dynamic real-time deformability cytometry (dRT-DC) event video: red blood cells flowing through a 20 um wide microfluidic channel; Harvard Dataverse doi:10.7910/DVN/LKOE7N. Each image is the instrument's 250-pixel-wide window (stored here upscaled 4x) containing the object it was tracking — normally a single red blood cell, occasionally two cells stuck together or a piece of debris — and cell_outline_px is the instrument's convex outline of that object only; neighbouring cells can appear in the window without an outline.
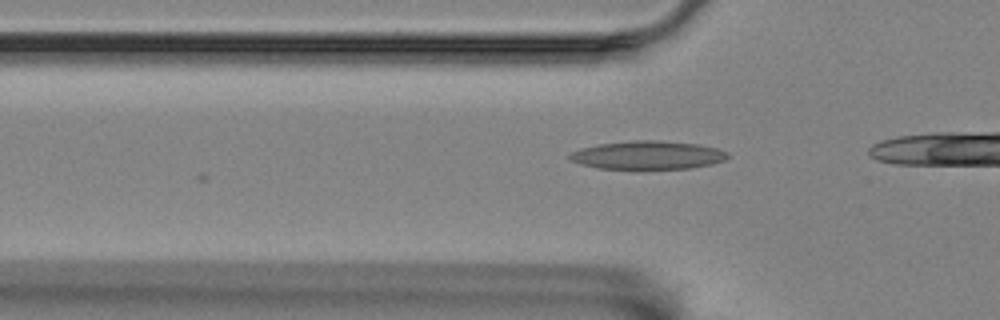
{"species": "Egyptian fruit bat (a non-hibernating species)", "species_latin": "Rousettus aegyptiacus", "temperature_condition": "room temperature", "stored_images_in_passage": 3, "camera_frame_rate_fps": 3000, "um_per_image_px": 0.085, "animal": {"sex": "female"}, "frame": {"image": 1, "passage_image": 3, "time_ms": 0.667, "image_size_px": [1000, 320], "cell_outline_px": [[728, 156], [724, 160], [712, 164], [692, 168], [636, 172], [596, 168], [580, 164], [568, 160], [568, 156], [572, 152], [580, 148], [600, 144], [632, 140], [656, 140], [700, 144], [716, 148], [728, 152]], "centroid_in_image_um": [55.02, 13.24], "position_along_channel_um": 70.8, "area_um2": 27.4}}